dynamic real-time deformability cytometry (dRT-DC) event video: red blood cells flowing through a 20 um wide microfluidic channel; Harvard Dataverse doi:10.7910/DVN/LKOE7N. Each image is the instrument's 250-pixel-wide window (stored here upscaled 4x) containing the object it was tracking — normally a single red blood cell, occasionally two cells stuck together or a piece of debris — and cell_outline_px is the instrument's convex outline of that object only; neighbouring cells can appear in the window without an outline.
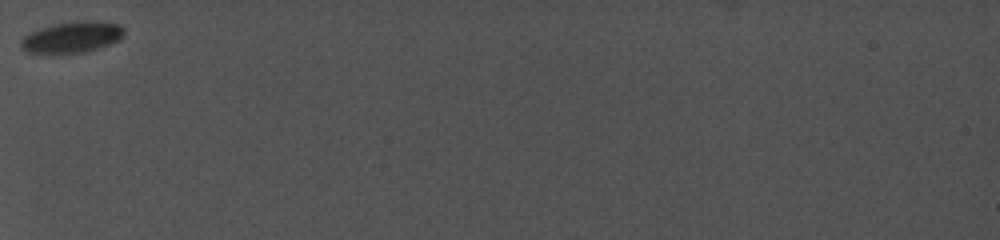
{"species": "common noctule bat (a hibernating species)", "species_latin": "Nyctalus noctula", "temperature_condition": "cold", "stored_images_in_passage": 18, "camera_frame_rate_fps": 5000, "um_per_image_px": 0.085, "animal": {"sex": "female", "body_mass_g": 19.0, "forearm_length_mm": 56.7}, "frame": {"image": 1, "passage_image": 1, "time_ms": 0.0, "image_size_px": [1000, 240], "cell_outline_px": [[124, 32], [116, 40], [108, 44], [84, 52], [28, 52], [20, 48], [20, 40], [24, 36], [40, 28], [52, 24], [116, 24], [124, 28]], "centroid_in_image_um": [6.0, 3.21], "position_along_channel_um": 79.0, "area_um2": 17.11}}
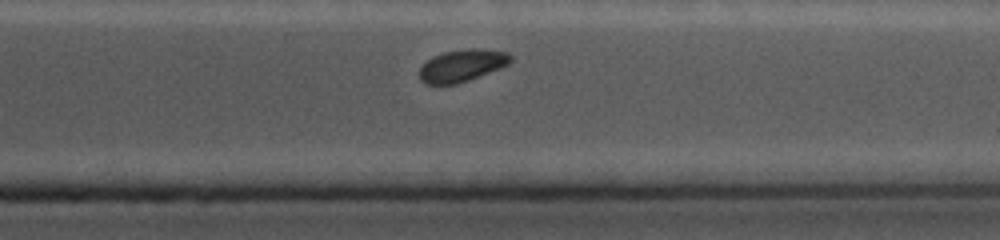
{"frame": {"image": 2, "passage_image": 16, "time_ms": 7.8, "image_size_px": [1000, 240], "cell_outline_px": [[512, 60], [508, 64], [500, 68], [468, 80], [456, 84], [424, 84], [420, 80], [420, 68], [432, 56], [444, 52], [468, 48], [480, 48], [508, 52], [512, 56]], "centroid_in_image_um": [39.28, 5.56], "position_along_channel_um": 372.1, "area_um2": 17.05}}
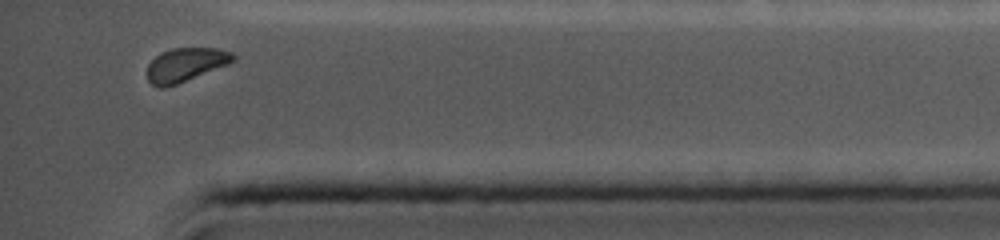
{"frame": {"image": 3, "passage_image": 18, "time_ms": 9.0, "image_size_px": [1000, 240], "cell_outline_px": [[236, 60], [228, 64], [176, 84], [164, 88], [160, 88], [152, 84], [148, 80], [148, 64], [160, 52], [172, 48], [216, 48], [232, 52], [236, 56]], "centroid_in_image_um": [15.78, 5.49], "position_along_channel_um": 419.4, "area_um2": 16.76}}